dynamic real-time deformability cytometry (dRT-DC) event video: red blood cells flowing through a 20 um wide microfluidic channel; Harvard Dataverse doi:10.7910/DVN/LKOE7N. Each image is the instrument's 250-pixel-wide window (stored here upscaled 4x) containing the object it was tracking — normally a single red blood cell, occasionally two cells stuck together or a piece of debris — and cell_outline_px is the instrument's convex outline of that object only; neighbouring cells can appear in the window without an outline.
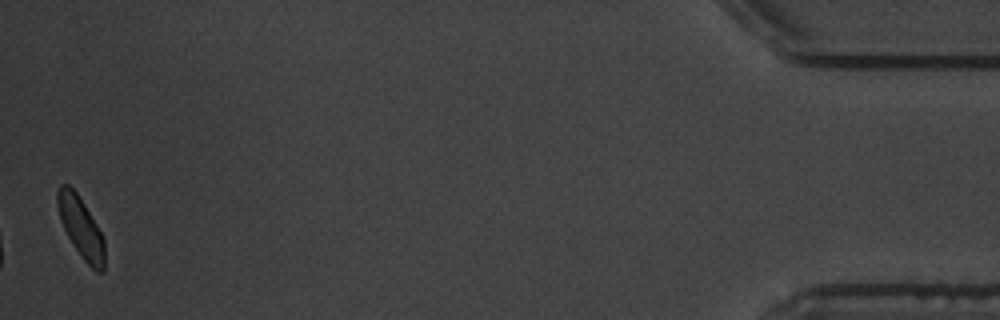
{"species": "common noctule bat (a hibernating species)", "species_latin": "Nyctalus noctula", "temperature_condition": "warm", "stored_images_in_passage": 15, "camera_frame_rate_fps": 3000, "um_per_image_px": 0.085, "animal": {"sex": "male", "body_mass_g": 19.5, "forearm_length_mm": 54.6}, "frame": {"image": 1, "passage_image": 15, "time_ms": 16.667, "image_size_px": [1000, 320], "cell_outline_px": [[104, 272], [96, 272], [84, 260], [72, 244], [60, 220], [56, 204], [56, 192], [60, 184], [68, 184], [76, 192], [84, 204], [100, 232], [104, 240]], "centroid_in_image_um": [6.84, 19.32], "position_along_channel_um": 428.4, "area_um2": 16.47}, "authors_computed_cell_mechanics": {"area_um2": 17.5712, "velocity_mm_per_s": 3.4289, "shape_relaxation_time_tau1_ms": 2.5592, "shape_relaxation_time_tau2_ms": 1.8002, "deformation_change_tau1": 0.1024, "deformation_change_tau2": 0.0556}}